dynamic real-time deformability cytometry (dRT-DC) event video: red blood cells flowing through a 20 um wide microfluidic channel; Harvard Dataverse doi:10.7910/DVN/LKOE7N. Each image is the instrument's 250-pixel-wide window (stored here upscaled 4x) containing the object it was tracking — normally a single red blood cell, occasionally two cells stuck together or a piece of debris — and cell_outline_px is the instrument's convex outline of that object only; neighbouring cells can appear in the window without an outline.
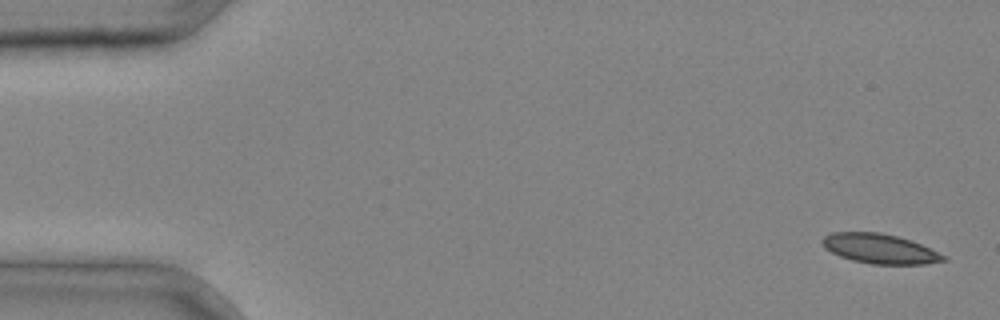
{"species": "common noctule bat (a hibernating species)", "species_latin": "Nyctalus noctula", "temperature_condition": "cold", "stored_images_in_passage": 5, "camera_frame_rate_fps": 3000, "um_per_image_px": 0.085, "animal": {"sex": "male", "body_mass_g": 20.4}, "frame": {"image": 1, "passage_image": 1, "time_ms": 0.0, "image_size_px": [1000, 320], "cell_outline_px": [[948, 260], [924, 264], [872, 264], [852, 260], [840, 256], [824, 248], [820, 240], [824, 236], [832, 232], [880, 232], [912, 240], [948, 256]], "centroid_in_image_um": [74.8, 21.14], "position_along_channel_um": 10.2, "area_um2": 21.1}}
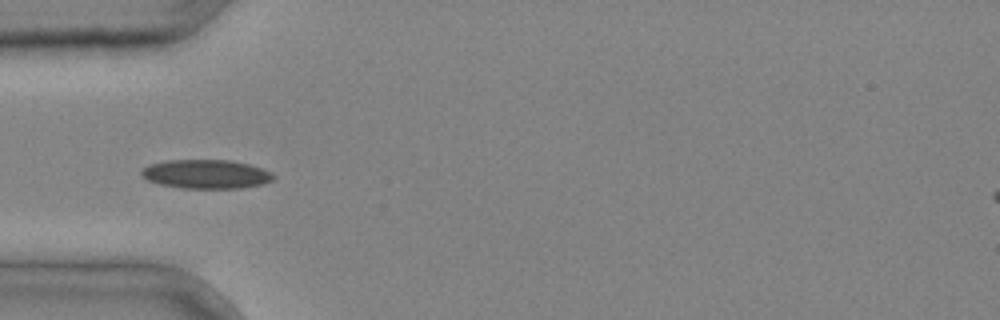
{"frame": {"image": 2, "passage_image": 4, "time_ms": 1.0, "image_size_px": [1000, 320], "cell_outline_px": [[276, 176], [272, 180], [264, 184], [240, 188], [184, 188], [160, 184], [148, 180], [140, 172], [148, 164], [168, 160], [232, 160], [248, 164], [272, 172]], "centroid_in_image_um": [17.55, 14.79], "position_along_channel_um": 67.5, "area_um2": 22.2}}